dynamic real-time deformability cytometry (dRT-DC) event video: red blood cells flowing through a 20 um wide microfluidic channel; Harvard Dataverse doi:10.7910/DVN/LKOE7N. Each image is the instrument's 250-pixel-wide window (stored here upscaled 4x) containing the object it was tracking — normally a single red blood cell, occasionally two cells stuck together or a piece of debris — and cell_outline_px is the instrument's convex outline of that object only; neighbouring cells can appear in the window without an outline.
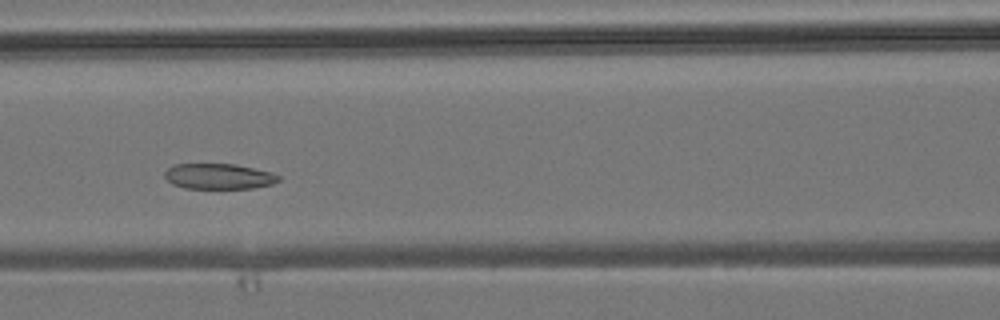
{"species": "common noctule bat (a hibernating species)", "species_latin": "Nyctalus noctula", "temperature_condition": "room temperature", "stored_images_in_passage": 4, "camera_frame_rate_fps": 3000, "um_per_image_px": 0.085, "animal": {"sex": "male", "body_mass_g": 19.2, "forearm_length_mm": 51.8}, "frame": {"image": 1, "passage_image": 4, "time_ms": 3.667, "image_size_px": [1000, 320], "cell_outline_px": [[280, 180], [272, 184], [252, 188], [184, 188], [172, 184], [164, 176], [164, 172], [168, 168], [176, 164], [236, 164], [272, 172], [280, 176]], "centroid_in_image_um": [18.6, 14.98], "position_along_channel_um": 148.0, "area_um2": 16.94}}